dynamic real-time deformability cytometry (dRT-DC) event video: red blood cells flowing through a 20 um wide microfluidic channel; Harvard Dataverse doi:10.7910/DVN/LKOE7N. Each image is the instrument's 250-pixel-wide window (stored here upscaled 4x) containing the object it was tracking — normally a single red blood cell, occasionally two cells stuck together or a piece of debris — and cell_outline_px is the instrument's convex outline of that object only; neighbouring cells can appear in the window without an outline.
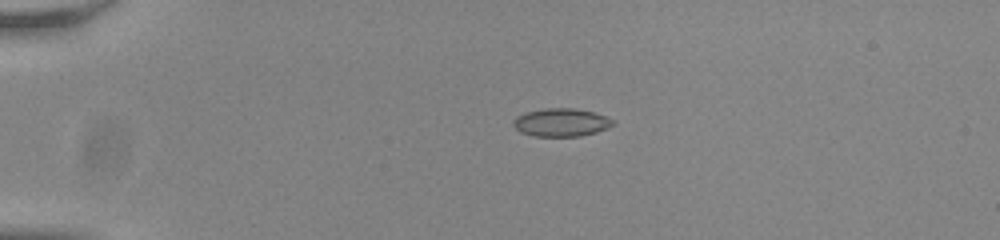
{"species": "common noctule bat (a hibernating species)", "species_latin": "Nyctalus noctula", "temperature_condition": "room temperature", "stored_images_in_passage": 43, "camera_frame_rate_fps": 3000, "um_per_image_px": 0.085, "animal": {"sex": "male", "body_mass_g": 20.0, "forearm_length_mm": 53.3}, "frame": {"image": 1, "passage_image": 1, "time_ms": 0.0, "image_size_px": [1000, 240], "cell_outline_px": [[616, 124], [608, 128], [596, 132], [580, 136], [532, 136], [520, 132], [512, 124], [512, 120], [516, 116], [524, 112], [544, 108], [576, 108], [592, 112], [604, 116], [612, 120]], "centroid_in_image_um": [47.66, 10.4], "position_along_channel_um": 37.3, "area_um2": 16.42}}
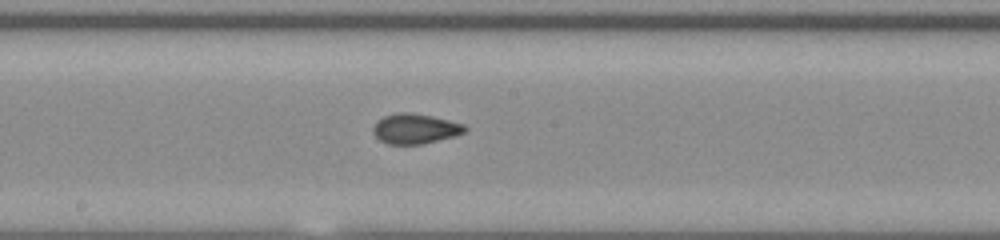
{"frame": {"image": 2, "passage_image": 19, "time_ms": 6.0, "image_size_px": [1000, 240], "cell_outline_px": [[468, 128], [464, 132], [456, 136], [420, 144], [388, 144], [380, 140], [372, 132], [372, 128], [376, 120], [384, 116], [396, 112], [412, 112], [432, 116], [464, 124]], "centroid_in_image_um": [35.26, 10.93], "position_along_channel_um": 212.9, "area_um2": 16.18}}
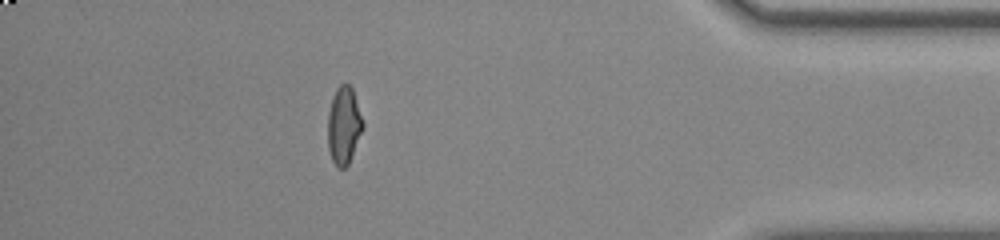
{"frame": {"image": 3, "passage_image": 37, "time_ms": 12.0, "image_size_px": [1000, 240], "cell_outline_px": [[364, 128], [348, 164], [344, 168], [336, 168], [332, 160], [328, 148], [328, 112], [332, 96], [336, 88], [340, 84], [348, 84], [352, 88], [364, 124]], "centroid_in_image_um": [29.21, 10.67], "position_along_channel_um": 406.0, "area_um2": 15.9}, "authors_computed_cell_mechanics": {"area_um2": 15.8372, "velocity_mm_per_s": 3.8261, "shape_relaxation_time_tau1_ms": null, "shape_relaxation_time_tau2_ms": 1.1864, "deformation_change_tau1": null, "deformation_change_tau2": 0.0616}}